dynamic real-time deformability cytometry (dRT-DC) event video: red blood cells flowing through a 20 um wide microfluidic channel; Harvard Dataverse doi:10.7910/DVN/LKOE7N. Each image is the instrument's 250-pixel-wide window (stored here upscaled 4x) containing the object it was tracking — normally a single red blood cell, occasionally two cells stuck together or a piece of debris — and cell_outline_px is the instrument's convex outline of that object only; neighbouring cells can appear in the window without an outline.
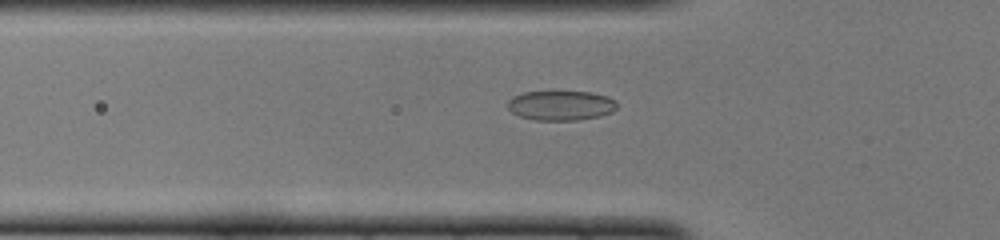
{"species": "common noctule bat (a hibernating species)", "species_latin": "Nyctalus noctula", "temperature_condition": "cold", "stored_images_in_passage": 23, "camera_frame_rate_fps": 3000, "um_per_image_px": 0.085, "animal": {"sex": "female", "body_mass_g": 22.0, "forearm_length_mm": 56.7}, "frame": {"image": 1, "passage_image": 17, "time_ms": 5.333, "image_size_px": [1000, 240], "cell_outline_px": [[616, 108], [612, 112], [600, 116], [576, 120], [536, 120], [520, 116], [512, 112], [508, 108], [508, 100], [512, 96], [524, 92], [592, 92], [608, 96], [616, 100]], "centroid_in_image_um": [47.68, 8.96], "position_along_channel_um": 78.1, "area_um2": 18.9}}
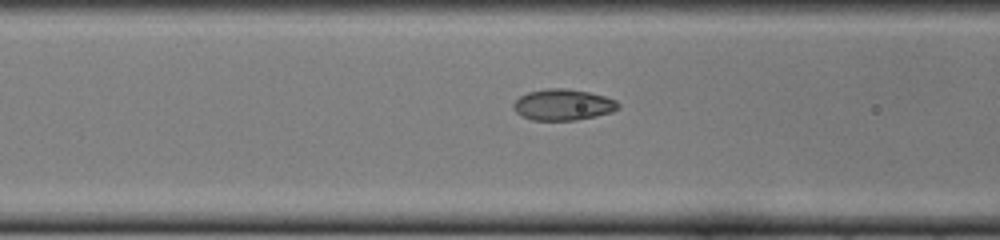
{"frame": {"image": 2, "passage_image": 20, "time_ms": 6.333, "image_size_px": [1000, 240], "cell_outline_px": [[620, 108], [612, 112], [596, 116], [576, 120], [532, 120], [516, 112], [512, 108], [512, 104], [520, 96], [528, 92], [548, 88], [568, 88], [588, 92], [604, 96], [616, 100], [620, 104]], "centroid_in_image_um": [47.87, 8.9], "position_along_channel_um": 118.7, "area_um2": 19.07}}
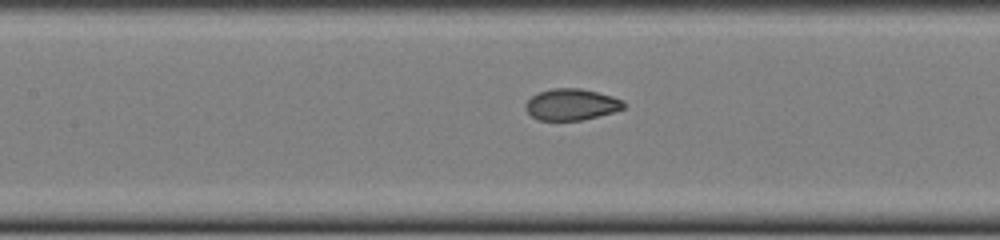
{"frame": {"image": 3, "passage_image": 23, "time_ms": 7.333, "image_size_px": [1000, 240], "cell_outline_px": [[624, 108], [612, 112], [580, 120], [540, 120], [532, 116], [524, 108], [524, 104], [532, 96], [540, 92], [552, 88], [580, 88], [612, 96], [624, 100]], "centroid_in_image_um": [48.55, 8.87], "position_along_channel_um": 158.9, "area_um2": 17.74}}